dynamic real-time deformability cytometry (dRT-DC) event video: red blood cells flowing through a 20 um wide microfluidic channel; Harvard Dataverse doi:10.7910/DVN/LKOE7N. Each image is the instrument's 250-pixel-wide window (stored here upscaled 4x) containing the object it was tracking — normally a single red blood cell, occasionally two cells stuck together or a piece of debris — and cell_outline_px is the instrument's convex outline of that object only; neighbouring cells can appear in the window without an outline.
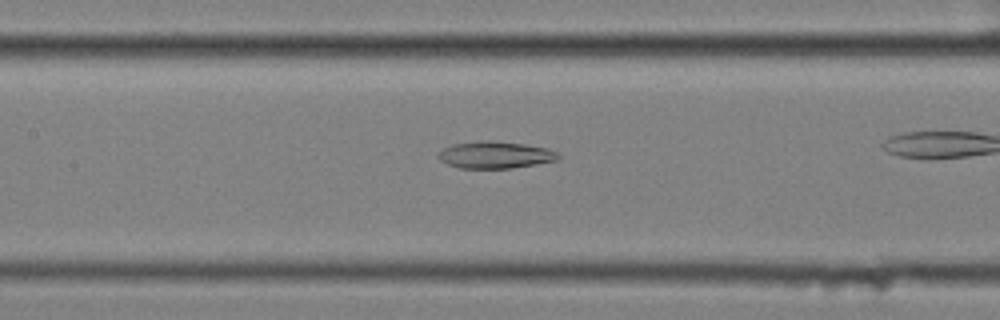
{"species": "common noctule bat (a hibernating species)", "species_latin": "Nyctalus noctula", "temperature_condition": "cold", "stored_images_in_passage": 17, "camera_frame_rate_fps": 3000, "um_per_image_px": 0.085, "animal": {"sex": "female", "body_mass_g": 25.1}, "frame": {"image": 1, "passage_image": 15, "time_ms": 4.667, "image_size_px": [1000, 320], "cell_outline_px": [[560, 156], [556, 160], [536, 164], [512, 168], [460, 168], [448, 164], [440, 160], [436, 156], [444, 148], [452, 144], [484, 140], [524, 144], [548, 148], [556, 152]], "centroid_in_image_um": [42.08, 13.17], "position_along_channel_um": 165.3, "area_um2": 18.67}}